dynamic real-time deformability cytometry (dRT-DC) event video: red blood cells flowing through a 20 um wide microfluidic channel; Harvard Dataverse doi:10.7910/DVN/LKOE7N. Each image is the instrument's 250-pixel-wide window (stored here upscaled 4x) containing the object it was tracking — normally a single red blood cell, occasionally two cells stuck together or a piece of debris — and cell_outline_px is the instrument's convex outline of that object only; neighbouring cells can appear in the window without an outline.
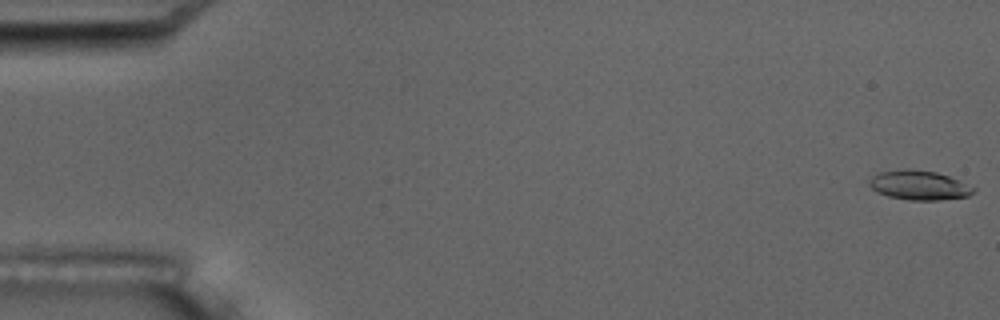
{"species": "common noctule bat (a hibernating species)", "species_latin": "Nyctalus noctula", "temperature_condition": "room temperature", "stored_images_in_passage": 6, "camera_frame_rate_fps": 3000, "um_per_image_px": 0.085, "animal": {"sex": "male", "body_mass_g": 17.5, "forearm_length_mm": 52.3}, "frame": {"image": 1, "passage_image": 1, "time_ms": 0.0, "image_size_px": [1000, 320], "cell_outline_px": [[976, 188], [968, 196], [940, 200], [908, 200], [888, 196], [876, 192], [868, 184], [868, 180], [872, 176], [880, 172], [904, 168], [912, 168], [936, 172], [948, 176]], "centroid_in_image_um": [78.07, 15.73], "position_along_channel_um": 6.9, "area_um2": 17.92}}
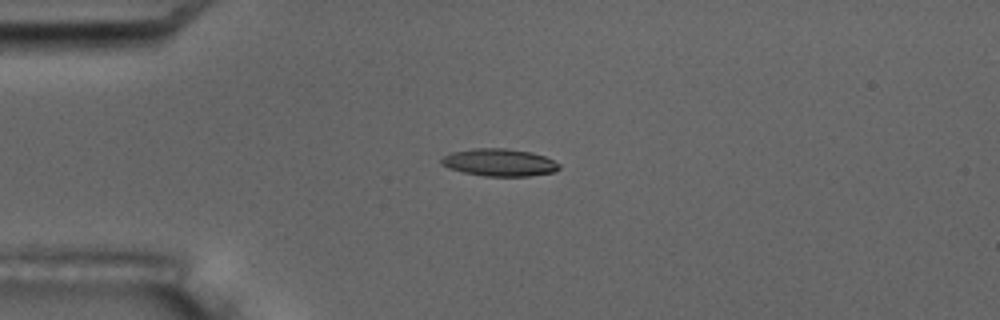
{"frame": {"image": 2, "passage_image": 5, "time_ms": 4.667, "image_size_px": [1000, 320], "cell_outline_px": [[560, 168], [556, 172], [528, 176], [484, 176], [464, 172], [448, 168], [440, 164], [440, 160], [444, 156], [452, 152], [476, 148], [504, 148], [532, 152], [544, 156], [560, 164]], "centroid_in_image_um": [42.45, 13.81], "position_along_channel_um": 42.5, "area_um2": 18.84}}